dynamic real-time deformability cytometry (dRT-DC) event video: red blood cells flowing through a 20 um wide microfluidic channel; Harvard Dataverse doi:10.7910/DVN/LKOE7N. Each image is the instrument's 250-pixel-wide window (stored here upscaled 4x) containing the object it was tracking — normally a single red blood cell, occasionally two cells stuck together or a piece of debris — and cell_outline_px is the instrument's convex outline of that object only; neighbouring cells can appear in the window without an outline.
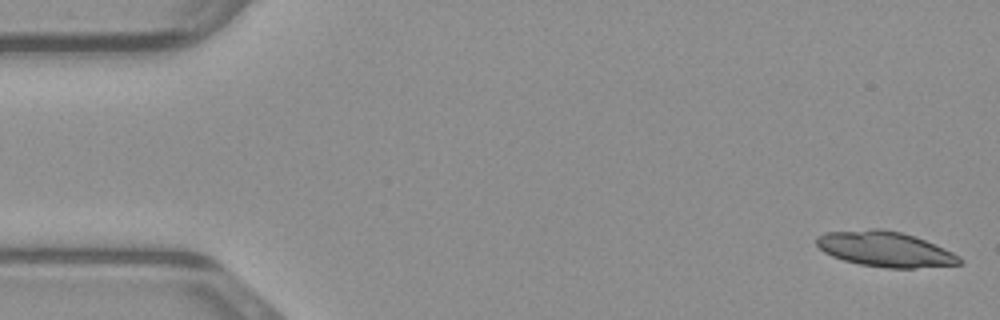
{"species": "common noctule bat (a hibernating species)", "species_latin": "Nyctalus noctula", "temperature_condition": "warm", "stored_images_in_passage": 47, "camera_frame_rate_fps": 3000, "um_per_image_px": 0.085, "animal": {"sex": "male", "body_mass_g": 23.1, "forearm_length_mm": 52.7}, "frame": {"image": 1, "passage_image": 1, "time_ms": 0.0, "image_size_px": [1000, 320], "cell_outline_px": [[964, 264], [912, 268], [888, 268], [860, 264], [844, 260], [832, 256], [824, 252], [816, 244], [816, 236], [824, 232], [872, 228], [880, 228], [900, 232], [916, 236], [944, 248], [960, 256], [964, 260]], "centroid_in_image_um": [75.25, 21.17], "position_along_channel_um": 9.8, "area_um2": 29.59}}